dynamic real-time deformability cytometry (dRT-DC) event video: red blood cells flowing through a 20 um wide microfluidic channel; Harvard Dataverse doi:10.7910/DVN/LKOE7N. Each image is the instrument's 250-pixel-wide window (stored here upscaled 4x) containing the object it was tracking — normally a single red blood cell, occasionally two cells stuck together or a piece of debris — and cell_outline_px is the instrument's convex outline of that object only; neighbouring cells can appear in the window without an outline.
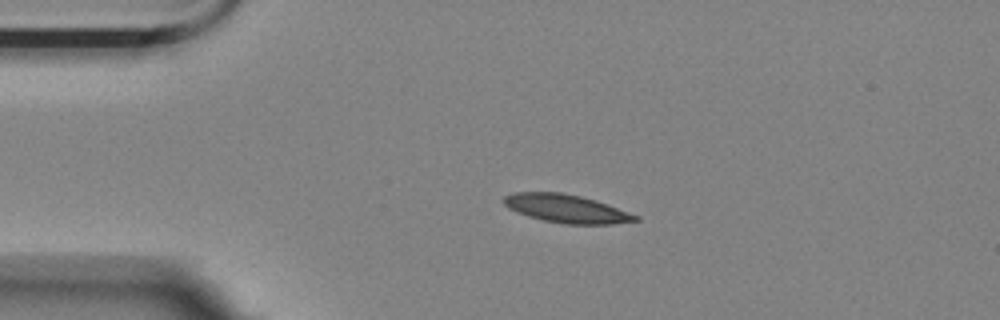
{"species": "Egyptian fruit bat (a non-hibernating species)", "species_latin": "Rousettus aegyptiacus", "temperature_condition": "room temperature", "stored_images_in_passage": 4, "camera_frame_rate_fps": 3000, "um_per_image_px": 0.085, "animal": {"sex": "female"}, "frame": {"image": 1, "passage_image": 3, "time_ms": 0.667, "image_size_px": [1000, 320], "cell_outline_px": [[640, 220], [612, 224], [564, 224], [544, 220], [528, 216], [516, 212], [508, 208], [500, 200], [504, 196], [516, 192], [560, 192], [580, 196], [596, 200], [608, 204], [640, 216]], "centroid_in_image_um": [48.13, 17.73], "position_along_channel_um": 36.9, "area_um2": 21.79}}